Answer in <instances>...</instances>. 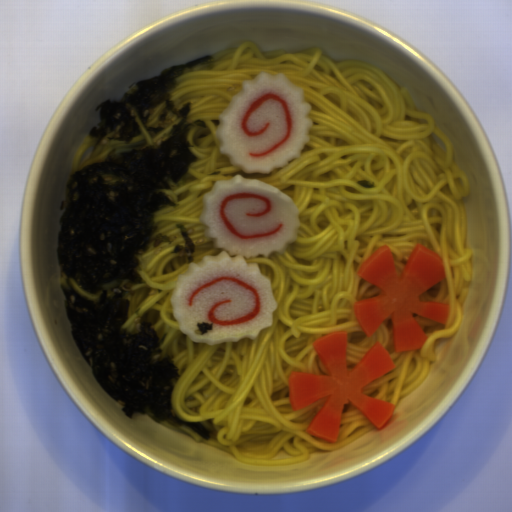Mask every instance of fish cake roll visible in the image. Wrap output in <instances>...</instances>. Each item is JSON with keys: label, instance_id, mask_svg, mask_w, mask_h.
I'll return each instance as SVG.
<instances>
[{"label": "fish cake roll", "instance_id": "fish-cake-roll-1", "mask_svg": "<svg viewBox=\"0 0 512 512\" xmlns=\"http://www.w3.org/2000/svg\"><path fill=\"white\" fill-rule=\"evenodd\" d=\"M200 217L217 255L178 275L169 300L180 330L195 343L216 346L256 339L273 323L278 303L271 279L246 258L284 253L301 226L298 206L277 187L235 175L205 193ZM213 323L199 334L197 323Z\"/></svg>", "mask_w": 512, "mask_h": 512}, {"label": "fish cake roll", "instance_id": "fish-cake-roll-2", "mask_svg": "<svg viewBox=\"0 0 512 512\" xmlns=\"http://www.w3.org/2000/svg\"><path fill=\"white\" fill-rule=\"evenodd\" d=\"M312 105L284 74L247 79L218 116L221 152L242 173L269 174L298 160L309 142Z\"/></svg>", "mask_w": 512, "mask_h": 512}]
</instances>
